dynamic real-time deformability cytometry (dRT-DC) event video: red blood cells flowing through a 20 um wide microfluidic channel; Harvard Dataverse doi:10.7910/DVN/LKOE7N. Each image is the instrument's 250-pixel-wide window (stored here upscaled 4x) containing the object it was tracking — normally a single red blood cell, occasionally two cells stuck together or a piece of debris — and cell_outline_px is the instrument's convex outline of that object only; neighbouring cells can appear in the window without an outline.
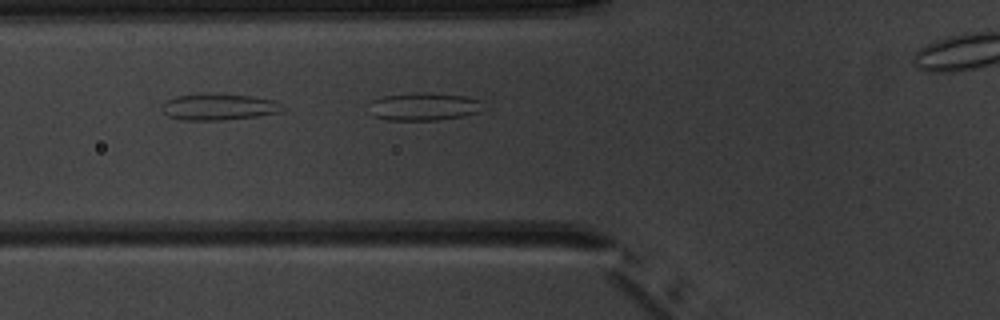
{"species": "common noctule bat (a hibernating species)", "species_latin": "Nyctalus noctula", "temperature_condition": "warm", "stored_images_in_passage": 8, "camera_frame_rate_fps": 3000, "um_per_image_px": 0.085, "animal": {"sex": "male", "body_mass_g": 20.1, "forearm_length_mm": 53.5}, "frame": {"image": 1, "passage_image": 4, "time_ms": 4.333, "image_size_px": [1000, 320], "cell_outline_px": [[284, 112], [256, 116], [224, 120], [184, 120], [168, 116], [160, 108], [160, 104], [176, 96], [252, 96], [276, 100], [284, 108]], "centroid_in_image_um": [18.63, 9.13], "position_along_channel_um": 107.2, "area_um2": 17.86}}
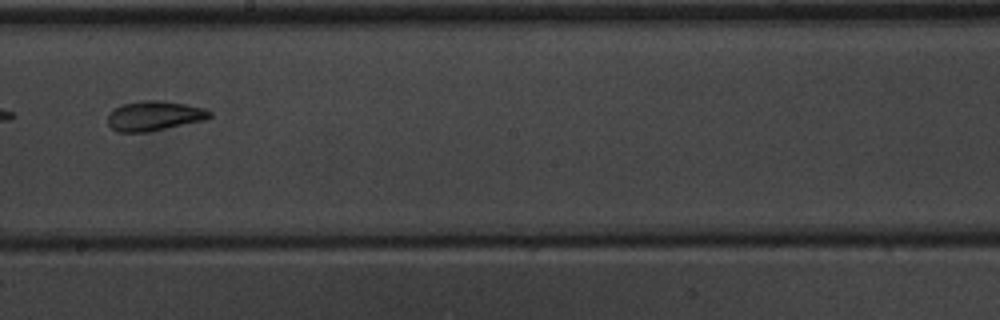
{"frame": {"image": 2, "passage_image": 7, "time_ms": 8.0, "image_size_px": [1000, 320], "cell_outline_px": [[212, 116], [204, 120], [148, 132], [116, 132], [108, 124], [108, 112], [120, 104], [140, 100], [160, 100], [184, 104], [204, 108], [212, 112]], "centroid_in_image_um": [13.07, 9.84], "position_along_channel_um": 235.1, "area_um2": 17.8}}
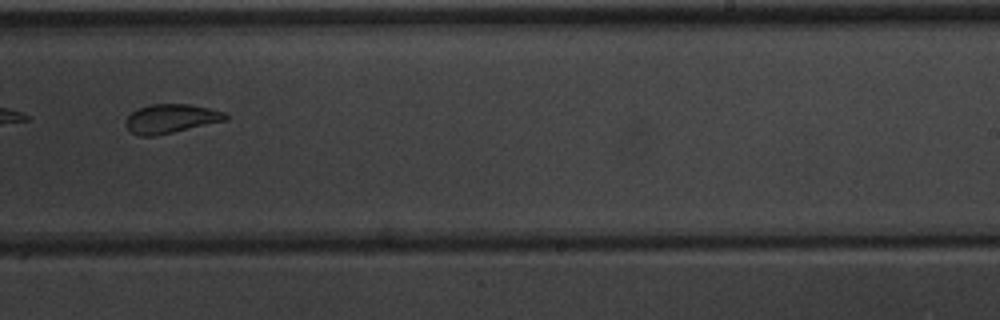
{"frame": {"image": 3, "passage_image": 8, "time_ms": 9.0, "image_size_px": [1000, 320], "cell_outline_px": [[228, 120], [172, 132], [152, 136], [140, 136], [132, 132], [124, 124], [124, 120], [132, 112], [148, 104], [188, 104], [208, 108], [224, 112], [228, 116]], "centroid_in_image_um": [14.51, 10.08], "position_along_channel_um": 274.5, "area_um2": 16.7}}